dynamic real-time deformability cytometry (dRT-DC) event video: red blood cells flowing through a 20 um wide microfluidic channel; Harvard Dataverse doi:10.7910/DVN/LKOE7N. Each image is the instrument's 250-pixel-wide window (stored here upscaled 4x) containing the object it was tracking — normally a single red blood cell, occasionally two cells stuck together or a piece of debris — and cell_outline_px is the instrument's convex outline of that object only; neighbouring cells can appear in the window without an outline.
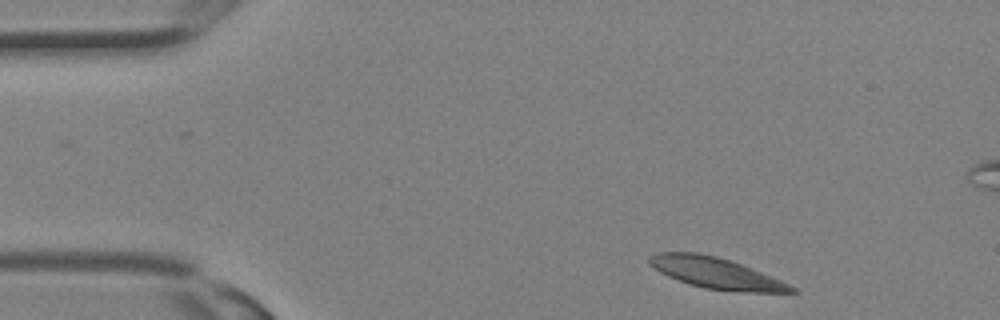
{"species": "Egyptian fruit bat (a non-hibernating species)", "species_latin": "Rousettus aegyptiacus", "temperature_condition": "room temperature", "stored_images_in_passage": 29, "camera_frame_rate_fps": 3000, "um_per_image_px": 0.085, "animal": {"sex": "female"}, "frame": {"image": 1, "passage_image": 1, "time_ms": 0.0, "image_size_px": [1000, 320], "cell_outline_px": [[800, 292], [748, 292], [704, 288], [668, 276], [660, 272], [648, 264], [648, 256], [656, 252], [696, 252], [716, 256], [752, 268], [780, 280], [796, 288]], "centroid_in_image_um": [60.82, 23.19], "position_along_channel_um": 24.2, "area_um2": 25.32}}
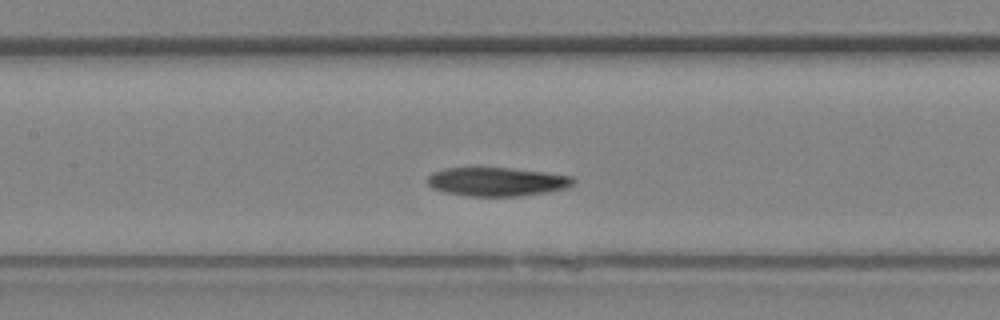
{"frame": {"image": 2, "passage_image": 11, "time_ms": 3.333, "image_size_px": [1000, 320], "cell_outline_px": [[576, 180], [568, 188], [548, 192], [520, 196], [468, 196], [444, 192], [432, 188], [428, 184], [428, 176], [432, 172], [444, 168], [512, 168], [544, 172], [572, 176]], "centroid_in_image_um": [42.24, 15.45], "position_along_channel_um": 165.2, "area_um2": 24.51}}
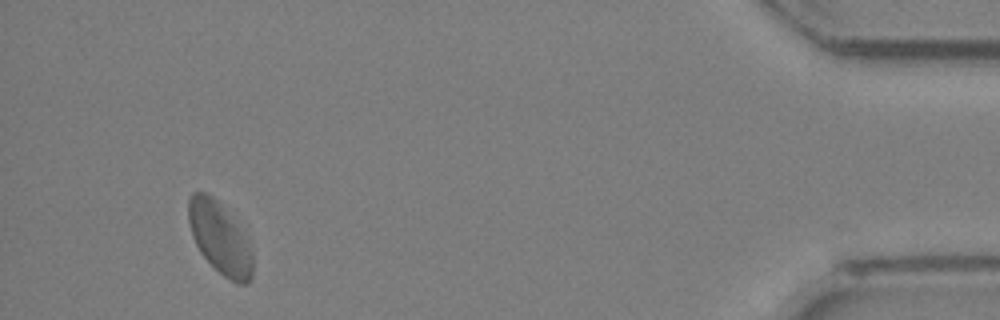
{"frame": {"image": 3, "passage_image": 26, "time_ms": 8.333, "image_size_px": [1000, 320], "cell_outline_px": [[252, 276], [248, 284], [240, 284], [224, 276], [200, 252], [192, 236], [188, 220], [188, 196], [192, 192], [208, 192], [216, 200], [244, 236], [252, 252]], "centroid_in_image_um": [18.64, 20.23], "position_along_channel_um": 416.6, "area_um2": 26.01}}